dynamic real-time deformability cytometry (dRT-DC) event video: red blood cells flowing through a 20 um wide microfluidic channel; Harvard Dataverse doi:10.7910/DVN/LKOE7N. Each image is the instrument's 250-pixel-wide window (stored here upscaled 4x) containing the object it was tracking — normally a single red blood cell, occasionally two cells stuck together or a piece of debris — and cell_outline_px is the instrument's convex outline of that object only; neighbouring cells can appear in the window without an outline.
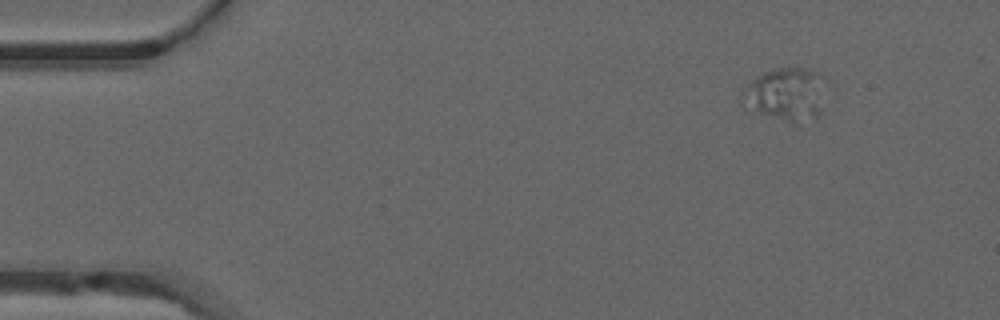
{"species": "common noctule bat (a hibernating species)", "species_latin": "Nyctalus noctula", "temperature_condition": "warm", "stored_images_in_passage": 48, "camera_frame_rate_fps": 3000, "um_per_image_px": 0.085, "animal": {"sex": "male", "forearm_length_mm": 52.5}, "frame": {"image": 1, "passage_image": 2, "time_ms": 0.333, "image_size_px": [1000, 320], "cell_outline_px": [[832, 88], [820, 112], [816, 116], [792, 120], [744, 108], [740, 104], [740, 92], [756, 76], [772, 68], [808, 68], [820, 72], [828, 76], [832, 84]], "centroid_in_image_um": [66.93, 7.9], "position_along_channel_um": 18.1, "area_um2": 26.65}}
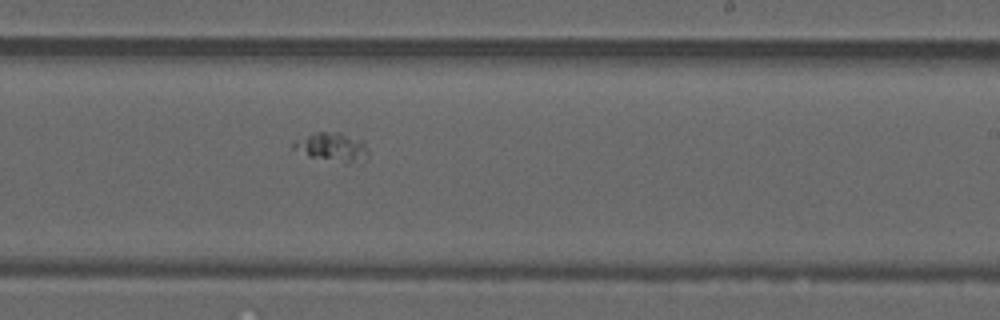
{"frame": {"image": 2, "passage_image": 28, "time_ms": 9.0, "image_size_px": [1000, 320], "cell_outline_px": [[368, 156], [348, 164], [344, 164], [308, 156], [292, 148], [292, 140], [316, 132], [340, 132], [364, 140], [368, 148]], "centroid_in_image_um": [28.22, 12.49], "position_along_channel_um": 260.8, "area_um2": 12.83}}
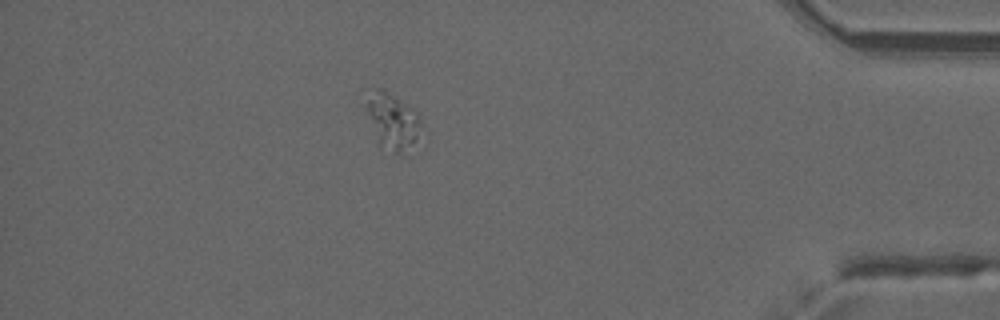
{"frame": {"image": 3, "passage_image": 42, "time_ms": 13.667, "image_size_px": [1000, 320], "cell_outline_px": [[428, 136], [400, 152], [396, 152], [380, 148], [360, 104], [376, 88], [384, 88], [416, 108], [420, 112], [428, 132]], "centroid_in_image_um": [33.44, 10.26], "position_along_channel_um": 401.8, "area_um2": 20.0}}